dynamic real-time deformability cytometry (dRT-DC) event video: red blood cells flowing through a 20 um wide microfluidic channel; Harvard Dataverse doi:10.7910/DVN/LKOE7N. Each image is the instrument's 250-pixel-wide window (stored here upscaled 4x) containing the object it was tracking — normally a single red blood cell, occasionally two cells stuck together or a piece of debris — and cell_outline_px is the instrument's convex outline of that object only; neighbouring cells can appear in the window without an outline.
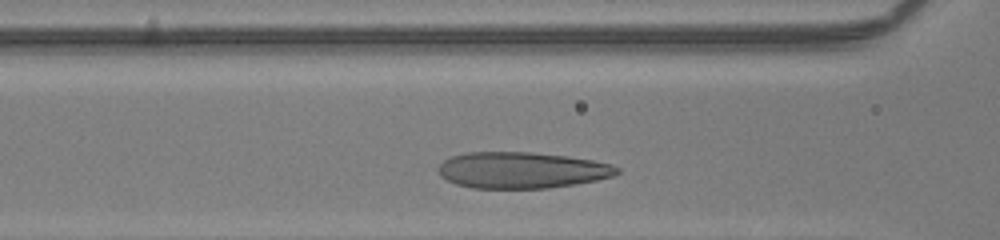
{"species": "human", "species_latin": "Homo sapiens", "temperature_condition": "room temperature", "stored_images_in_passage": 26, "camera_frame_rate_fps": 3000, "um_per_image_px": 0.085, "donor": {"sex": "male"}, "frame": {"image": 1, "passage_image": 6, "time_ms": 1.667, "image_size_px": [1000, 240], "cell_outline_px": [[620, 172], [612, 176], [596, 180], [576, 184], [548, 188], [472, 188], [456, 184], [440, 176], [440, 164], [444, 160], [452, 156], [468, 152], [532, 152], [568, 156], [592, 160], [612, 164], [620, 168]], "centroid_in_image_um": [44.38, 14.46], "position_along_channel_um": 122.2, "area_um2": 37.74}}
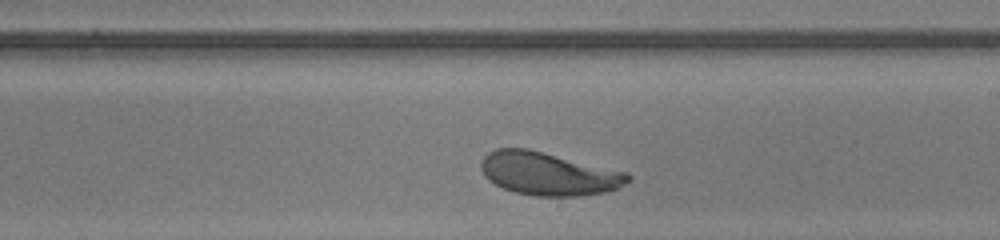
{"frame": {"image": 2, "passage_image": 15, "time_ms": 4.667, "image_size_px": [1000, 240], "cell_outline_px": [[632, 180], [620, 188], [604, 192], [580, 196], [532, 196], [512, 192], [488, 180], [484, 176], [480, 168], [480, 164], [484, 156], [488, 152], [496, 148], [528, 148], [628, 172], [632, 176]], "centroid_in_image_um": [46.64, 14.77], "position_along_channel_um": 242.4, "area_um2": 37.34}}
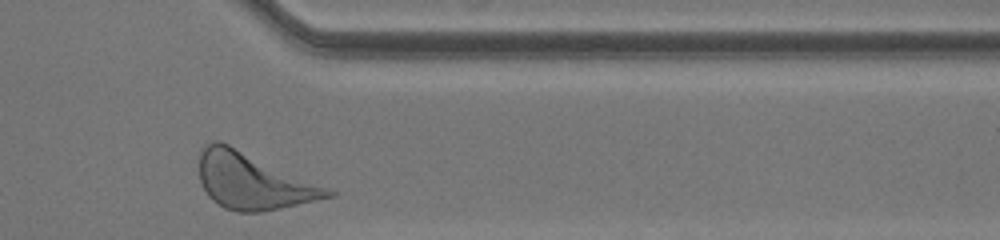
{"frame": {"image": 3, "passage_image": 26, "time_ms": 8.333, "image_size_px": [1000, 240], "cell_outline_px": [[336, 192], [332, 196], [316, 200], [280, 208], [260, 212], [236, 212], [224, 208], [212, 200], [208, 196], [200, 184], [200, 152], [212, 140], [220, 140]], "centroid_in_image_um": [21.44, 15.4], "position_along_channel_um": 390.0, "area_um2": 41.38}, "authors_computed_cell_mechanics": {"area_um2": 36.7319, "velocity_mm_per_s": 4.0259, "shape_relaxation_time_tau1_ms": 2.7852, "shape_relaxation_time_tau2_ms": null, "deformation_change_tau1": 0.1394, "deformation_change_tau2": null}}